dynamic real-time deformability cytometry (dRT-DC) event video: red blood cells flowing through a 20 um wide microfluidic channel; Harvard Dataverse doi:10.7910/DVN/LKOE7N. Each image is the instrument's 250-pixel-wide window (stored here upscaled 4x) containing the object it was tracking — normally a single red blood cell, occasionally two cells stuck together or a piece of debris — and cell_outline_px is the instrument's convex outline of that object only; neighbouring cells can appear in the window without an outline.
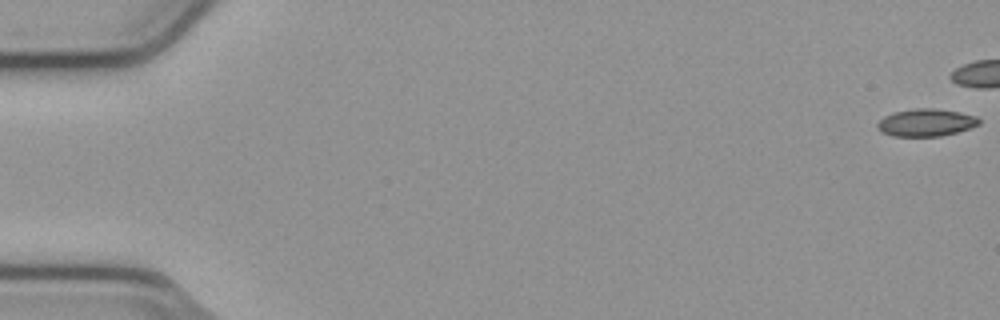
{"species": "common noctule bat (a hibernating species)", "species_latin": "Nyctalus noctula", "temperature_condition": "cold", "stored_images_in_passage": 12, "camera_frame_rate_fps": 3000, "um_per_image_px": 0.085, "animal": {"sex": "male", "body_mass_g": 23.1, "forearm_length_mm": 52.7}, "frame": {"image": 1, "passage_image": 1, "time_ms": 0.0, "image_size_px": [1000, 320], "cell_outline_px": [[980, 124], [956, 132], [940, 136], [892, 136], [880, 132], [876, 128], [876, 124], [884, 116], [896, 112], [916, 108], [932, 108], [960, 112], [976, 116], [980, 120]], "centroid_in_image_um": [78.68, 10.42], "position_along_channel_um": 6.3, "area_um2": 16.18}}